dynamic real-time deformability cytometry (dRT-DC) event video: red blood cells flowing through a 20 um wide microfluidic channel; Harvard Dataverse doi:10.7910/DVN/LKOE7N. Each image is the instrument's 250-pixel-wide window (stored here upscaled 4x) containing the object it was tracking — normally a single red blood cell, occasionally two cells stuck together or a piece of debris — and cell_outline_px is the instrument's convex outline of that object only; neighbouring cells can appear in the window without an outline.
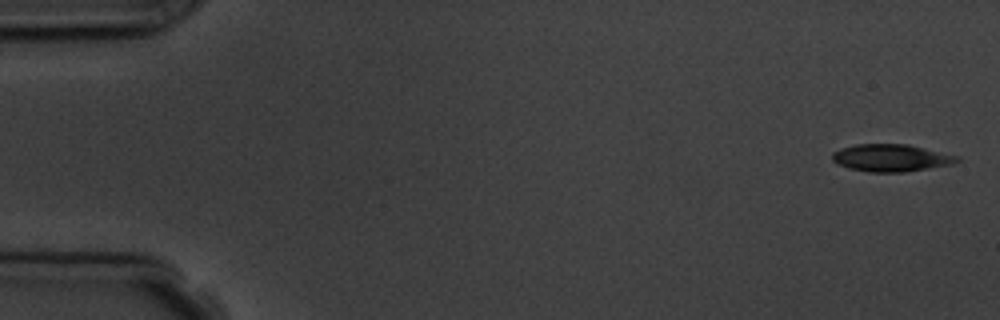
{"species": "common noctule bat (a hibernating species)", "species_latin": "Nyctalus noctula", "temperature_condition": "room temperature", "stored_images_in_passage": 7, "camera_frame_rate_fps": 3000, "um_per_image_px": 0.085, "animal": {"sex": "male", "body_mass_g": 19.5, "forearm_length_mm": 54.6}, "frame": {"image": 1, "passage_image": 1, "time_ms": 0.0, "image_size_px": [1000, 320], "cell_outline_px": [[960, 160], [952, 164], [904, 172], [868, 172], [848, 168], [832, 160], [832, 152], [840, 148], [856, 144], [908, 144], [960, 156]], "centroid_in_image_um": [75.74, 13.41], "position_along_channel_um": 9.3, "area_um2": 19.88}}
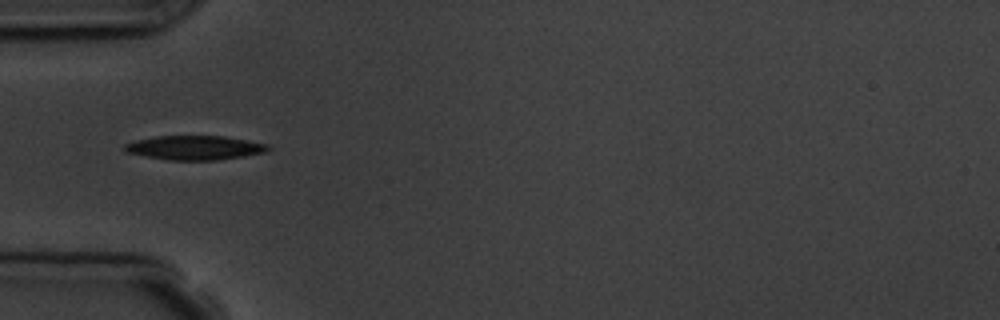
{"frame": {"image": 2, "passage_image": 5, "time_ms": 5.333, "image_size_px": [1000, 320], "cell_outline_px": [[272, 148], [264, 152], [244, 156], [216, 160], [168, 160], [128, 152], [124, 148], [124, 144], [136, 140], [156, 136], [224, 136], [248, 140], [268, 144]], "centroid_in_image_um": [16.6, 12.55], "position_along_channel_um": 68.4, "area_um2": 20.06}}